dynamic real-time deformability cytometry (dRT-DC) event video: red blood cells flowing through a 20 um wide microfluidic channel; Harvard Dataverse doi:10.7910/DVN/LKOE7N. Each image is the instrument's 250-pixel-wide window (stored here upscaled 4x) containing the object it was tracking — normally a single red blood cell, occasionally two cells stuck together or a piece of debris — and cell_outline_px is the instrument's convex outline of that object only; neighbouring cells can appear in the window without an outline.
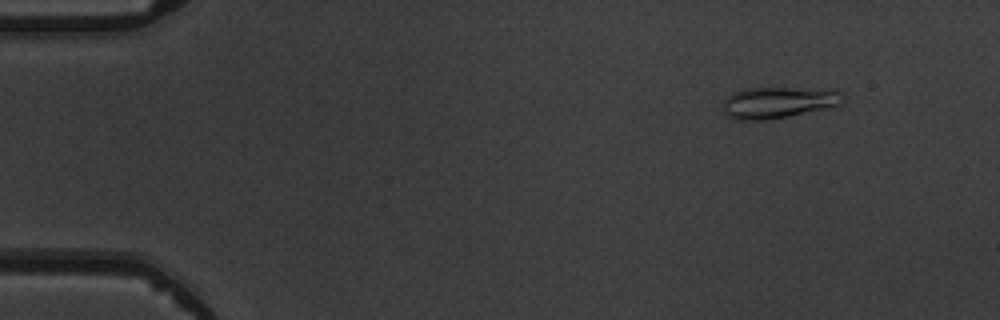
{"species": "common noctule bat (a hibernating species)", "species_latin": "Nyctalus noctula", "temperature_condition": "warm", "stored_images_in_passage": 6, "camera_frame_rate_fps": 3000, "um_per_image_px": 0.085, "animal": {"sex": "male", "body_mass_g": 19.5, "forearm_length_mm": 54.6}, "frame": {"image": 1, "passage_image": 2, "time_ms": 1.0, "image_size_px": [1000, 320], "cell_outline_px": [[848, 96], [840, 104], [772, 120], [732, 120], [724, 112], [724, 100], [728, 96], [744, 88], [836, 88], [844, 92]], "centroid_in_image_um": [66.23, 8.69], "position_along_channel_um": 18.8, "area_um2": 22.31}}